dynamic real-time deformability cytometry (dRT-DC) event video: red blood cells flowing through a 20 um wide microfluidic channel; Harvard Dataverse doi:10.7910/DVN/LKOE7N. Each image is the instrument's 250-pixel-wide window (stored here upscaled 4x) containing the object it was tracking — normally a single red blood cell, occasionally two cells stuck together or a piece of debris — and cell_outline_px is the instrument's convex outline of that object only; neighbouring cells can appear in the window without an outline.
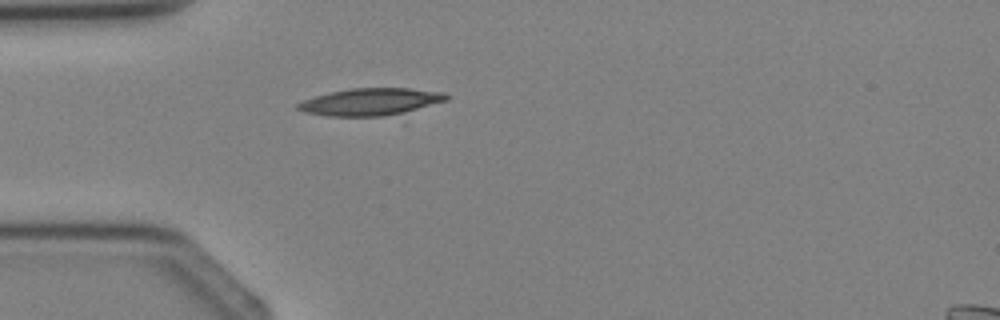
{"species": "Egyptian fruit bat (a non-hibernating species)", "species_latin": "Rousettus aegyptiacus", "temperature_condition": "cold", "stored_images_in_passage": 1, "camera_frame_rate_fps": 3000, "um_per_image_px": 0.085, "animal": {"sex": "female"}, "frame": {"image": 1, "passage_image": 1, "time_ms": 0.0, "image_size_px": [1000, 320], "cell_outline_px": [[448, 100], [404, 124], [328, 116], [304, 112], [296, 108], [296, 104], [304, 100], [316, 96], [332, 92], [352, 88], [408, 88], [444, 92], [448, 96]], "centroid_in_image_um": [31.85, 8.84], "position_along_channel_um": 53.1, "area_um2": 27.63}}